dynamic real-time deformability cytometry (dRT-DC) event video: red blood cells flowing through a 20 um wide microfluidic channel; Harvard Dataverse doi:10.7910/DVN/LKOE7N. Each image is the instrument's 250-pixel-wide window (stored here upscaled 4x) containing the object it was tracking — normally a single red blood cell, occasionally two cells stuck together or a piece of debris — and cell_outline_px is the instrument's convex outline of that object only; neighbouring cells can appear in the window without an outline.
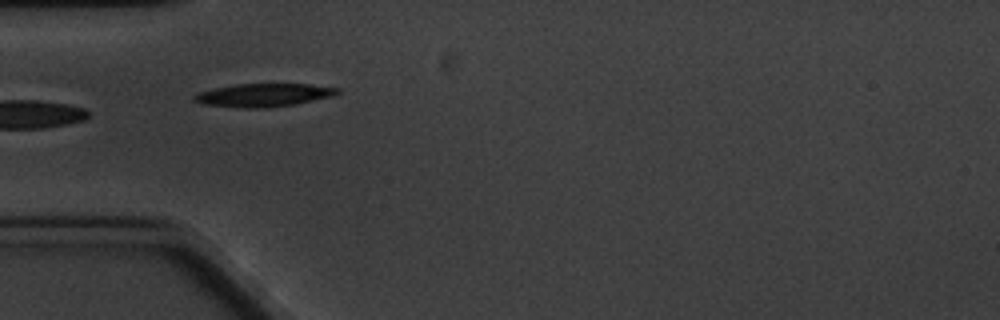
{"species": "common noctule bat (a hibernating species)", "species_latin": "Nyctalus noctula", "temperature_condition": "cold", "stored_images_in_passage": 18, "camera_frame_rate_fps": 3000, "um_per_image_px": 0.085, "animal": {"sex": "male", "body_mass_g": 20.1, "forearm_length_mm": 53.5}, "frame": {"image": 1, "passage_image": 6, "time_ms": 6.0, "image_size_px": [1000, 320], "cell_outline_px": [[340, 92], [332, 96], [296, 104], [260, 108], [248, 108], [204, 104], [192, 100], [192, 96], [200, 92], [212, 88], [236, 84], [308, 84], [340, 88]], "centroid_in_image_um": [22.4, 8.07], "position_along_channel_um": 62.6, "area_um2": 19.19}}
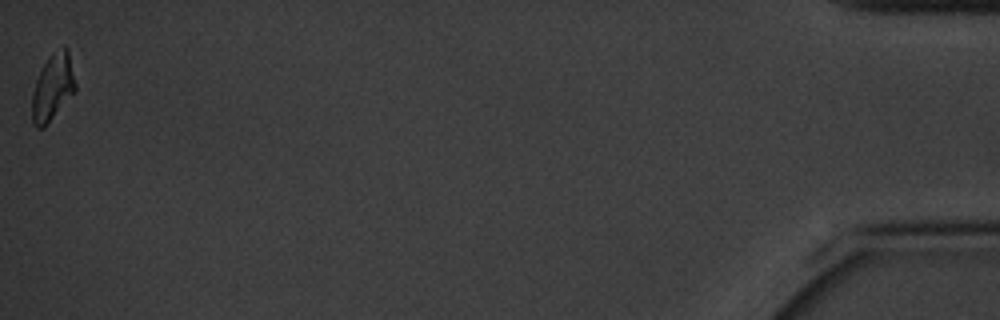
{"frame": {"image": 2, "passage_image": 18, "time_ms": 20.333, "image_size_px": [1000, 320], "cell_outline_px": [[76, 92], [44, 128], [36, 128], [32, 124], [32, 92], [36, 80], [48, 56], [52, 52], [64, 44], [68, 48], [76, 84]], "centroid_in_image_um": [4.5, 7.42], "position_along_channel_um": 430.7, "area_um2": 17.22}}